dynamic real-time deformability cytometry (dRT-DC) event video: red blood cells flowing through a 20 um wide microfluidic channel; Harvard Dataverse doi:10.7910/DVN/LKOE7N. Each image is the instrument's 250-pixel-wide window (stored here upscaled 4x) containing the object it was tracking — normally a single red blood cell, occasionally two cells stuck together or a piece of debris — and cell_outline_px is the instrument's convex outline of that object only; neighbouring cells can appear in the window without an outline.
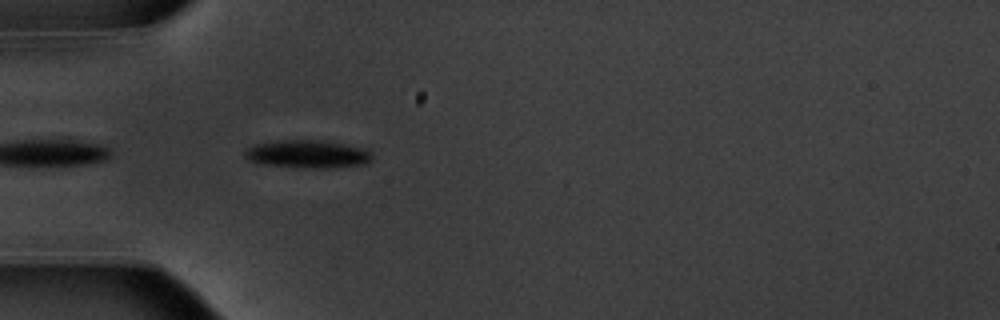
{"species": "common noctule bat (a hibernating species)", "species_latin": "Nyctalus noctula", "temperature_condition": "warm", "stored_images_in_passage": 5, "camera_frame_rate_fps": 3000, "um_per_image_px": 0.085, "animal": {"sex": "male", "body_mass_g": 20.1, "forearm_length_mm": 53.5}, "frame": {"image": 1, "passage_image": 2, "time_ms": 0.333, "image_size_px": [1000, 320], "cell_outline_px": [[372, 160], [368, 164], [328, 168], [296, 168], [264, 164], [248, 160], [244, 156], [244, 148], [252, 144], [276, 140], [324, 140], [364, 148], [372, 152]], "centroid_in_image_um": [26.12, 13.09], "position_along_channel_um": 58.9, "area_um2": 21.27}}